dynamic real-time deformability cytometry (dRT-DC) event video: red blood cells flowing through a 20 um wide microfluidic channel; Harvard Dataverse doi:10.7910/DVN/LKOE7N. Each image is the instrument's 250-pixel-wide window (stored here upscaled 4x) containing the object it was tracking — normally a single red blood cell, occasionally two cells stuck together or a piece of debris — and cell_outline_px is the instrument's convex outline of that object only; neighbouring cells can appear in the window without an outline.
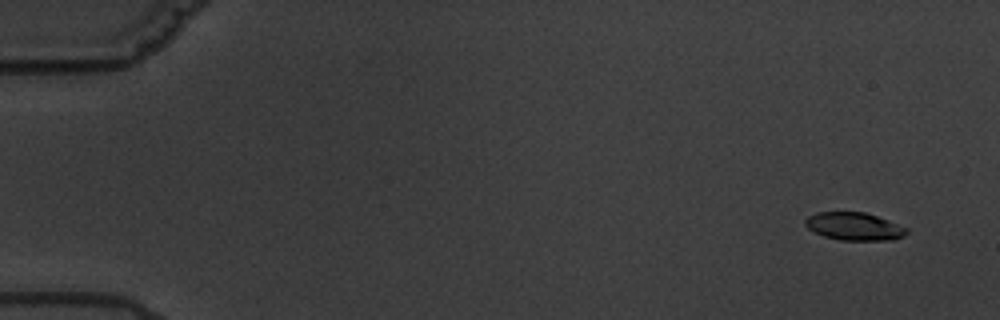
{"species": "common noctule bat (a hibernating species)", "species_latin": "Nyctalus noctula", "temperature_condition": "warm", "stored_images_in_passage": 17, "camera_frame_rate_fps": 3000, "um_per_image_px": 0.085, "animal": {"sex": "male", "body_mass_g": 19.5, "forearm_length_mm": 54.6}, "frame": {"image": 1, "passage_image": 1, "time_ms": 0.0, "image_size_px": [1000, 320], "cell_outline_px": [[908, 232], [904, 236], [896, 240], [840, 240], [824, 236], [808, 228], [804, 224], [804, 220], [808, 216], [816, 212], [864, 212], [888, 220], [908, 228]], "centroid_in_image_um": [72.62, 19.24], "position_along_channel_um": 12.4, "area_um2": 16.47}}
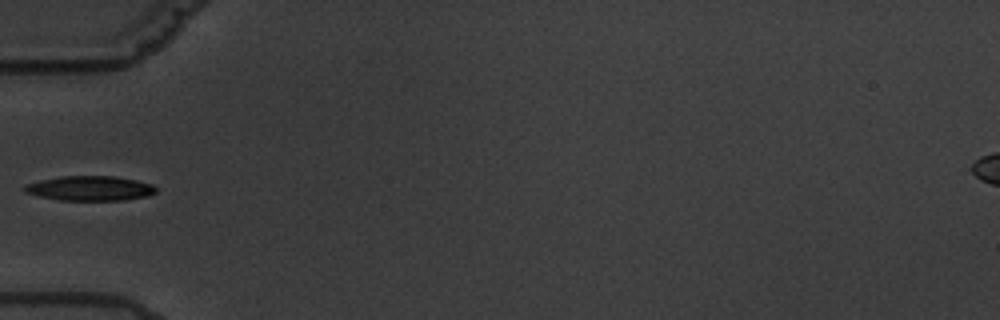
{"frame": {"image": 2, "passage_image": 6, "time_ms": 6.0, "image_size_px": [1000, 320], "cell_outline_px": [[156, 192], [148, 196], [124, 200], [60, 200], [40, 196], [24, 192], [20, 188], [24, 184], [40, 180], [60, 176], [116, 176], [136, 180], [152, 184], [156, 188]], "centroid_in_image_um": [7.61, 16.0], "position_along_channel_um": 77.4, "area_um2": 19.07}, "authors_computed_cell_mechanics": {"area_um2": 18.4382, "velocity_mm_per_s": 3.4333, "shape_relaxation_time_tau1_ms": 4.4108, "shape_relaxation_time_tau2_ms": 2.2951, "deformation_change_tau1": 0.1951, "deformation_change_tau2": 0.0765}}